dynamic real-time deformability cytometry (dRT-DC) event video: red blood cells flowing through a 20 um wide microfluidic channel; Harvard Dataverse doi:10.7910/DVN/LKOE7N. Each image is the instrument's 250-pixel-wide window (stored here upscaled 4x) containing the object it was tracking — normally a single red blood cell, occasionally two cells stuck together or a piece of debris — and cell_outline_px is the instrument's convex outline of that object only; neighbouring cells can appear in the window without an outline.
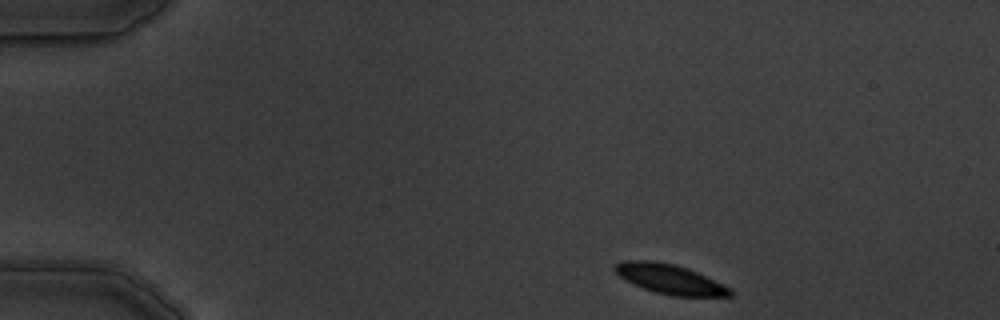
{"species": "common noctule bat (a hibernating species)", "species_latin": "Nyctalus noctula", "temperature_condition": "warm", "stored_images_in_passage": 3, "camera_frame_rate_fps": 3000, "um_per_image_px": 0.085, "animal": {"sex": "male", "body_mass_g": 19.5, "forearm_length_mm": 54.6}, "frame": {"image": 1, "passage_image": 1, "time_ms": 0.0, "image_size_px": [1000, 320], "cell_outline_px": [[732, 296], [672, 296], [656, 292], [644, 288], [620, 276], [612, 268], [616, 264], [624, 260], [652, 260], [676, 264], [688, 268], [732, 288]], "centroid_in_image_um": [56.97, 23.71], "position_along_channel_um": 28.0, "area_um2": 19.77}}